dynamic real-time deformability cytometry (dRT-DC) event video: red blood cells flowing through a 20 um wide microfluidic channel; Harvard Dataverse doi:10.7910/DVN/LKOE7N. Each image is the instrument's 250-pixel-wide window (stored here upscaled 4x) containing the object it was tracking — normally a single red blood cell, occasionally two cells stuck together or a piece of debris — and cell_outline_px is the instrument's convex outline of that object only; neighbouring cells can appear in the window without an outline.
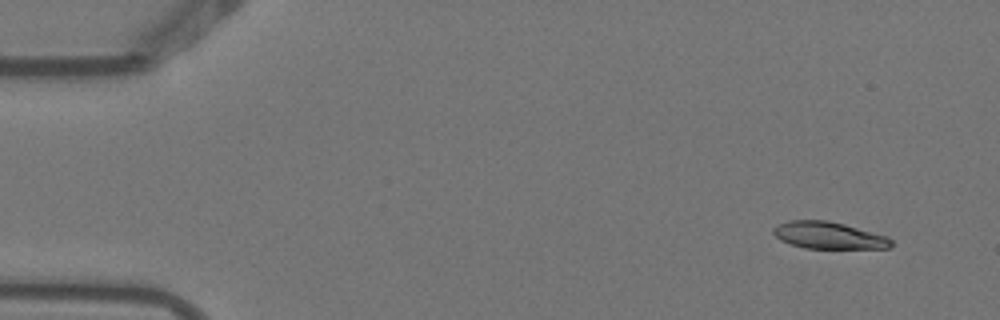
{"species": "Egyptian fruit bat (a non-hibernating species)", "species_latin": "Rousettus aegyptiacus", "temperature_condition": "warm", "stored_images_in_passage": 6, "camera_frame_rate_fps": 3000, "um_per_image_px": 0.085, "animal": {"sex": "female"}, "frame": {"image": 1, "passage_image": 1, "time_ms": 0.0, "image_size_px": [1000, 320], "cell_outline_px": [[892, 248], [804, 248], [780, 240], [772, 232], [772, 228], [788, 220], [828, 220], [844, 224], [888, 236], [892, 240]], "centroid_in_image_um": [70.45, 20.0], "position_along_channel_um": 14.6, "area_um2": 18.5}}
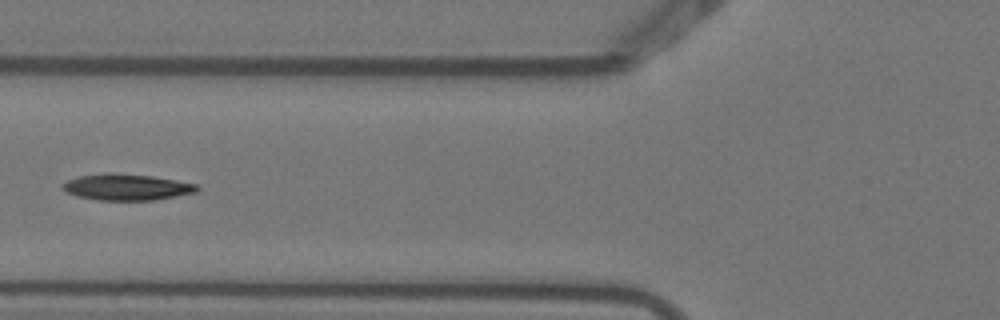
{"frame": {"image": 2, "passage_image": 5, "time_ms": 1.333, "image_size_px": [1000, 320], "cell_outline_px": [[200, 188], [196, 192], [156, 200], [96, 200], [76, 196], [60, 188], [60, 184], [68, 180], [80, 176], [108, 172], [152, 176], [176, 180], [196, 184]], "centroid_in_image_um": [10.74, 15.9], "position_along_channel_um": 115.1, "area_um2": 20.63}}
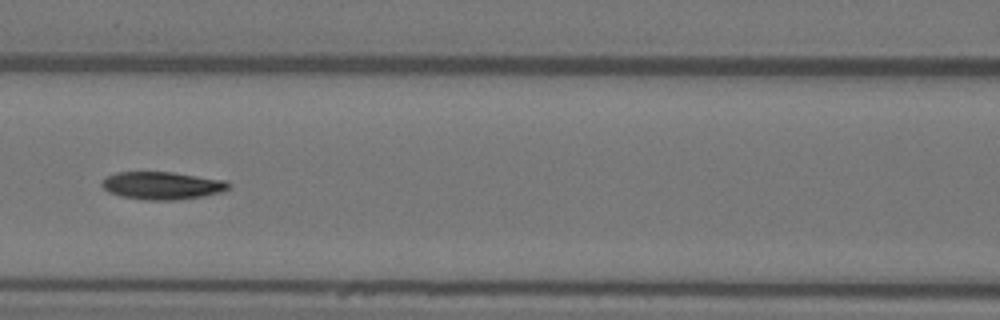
{"frame": {"image": 3, "passage_image": 6, "time_ms": 1.667, "image_size_px": [1000, 320], "cell_outline_px": [[232, 184], [228, 188], [220, 192], [204, 196], [176, 200], [144, 200], [120, 196], [108, 192], [100, 184], [100, 180], [116, 172], [172, 172], [224, 180]], "centroid_in_image_um": [13.74, 15.77], "position_along_channel_um": 152.9, "area_um2": 20.52}}